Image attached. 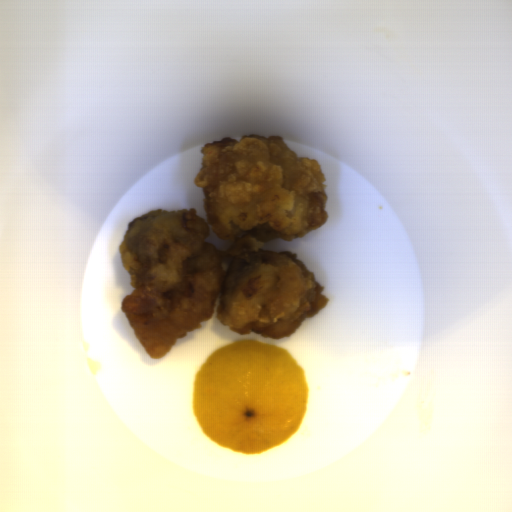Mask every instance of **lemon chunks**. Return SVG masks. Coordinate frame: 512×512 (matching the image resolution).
<instances>
[{"label": "lemon chunks", "instance_id": "1", "mask_svg": "<svg viewBox=\"0 0 512 512\" xmlns=\"http://www.w3.org/2000/svg\"><path fill=\"white\" fill-rule=\"evenodd\" d=\"M306 373L284 348L256 340L221 346L197 368L192 412L215 444L259 454L289 440L307 413Z\"/></svg>", "mask_w": 512, "mask_h": 512}]
</instances>
